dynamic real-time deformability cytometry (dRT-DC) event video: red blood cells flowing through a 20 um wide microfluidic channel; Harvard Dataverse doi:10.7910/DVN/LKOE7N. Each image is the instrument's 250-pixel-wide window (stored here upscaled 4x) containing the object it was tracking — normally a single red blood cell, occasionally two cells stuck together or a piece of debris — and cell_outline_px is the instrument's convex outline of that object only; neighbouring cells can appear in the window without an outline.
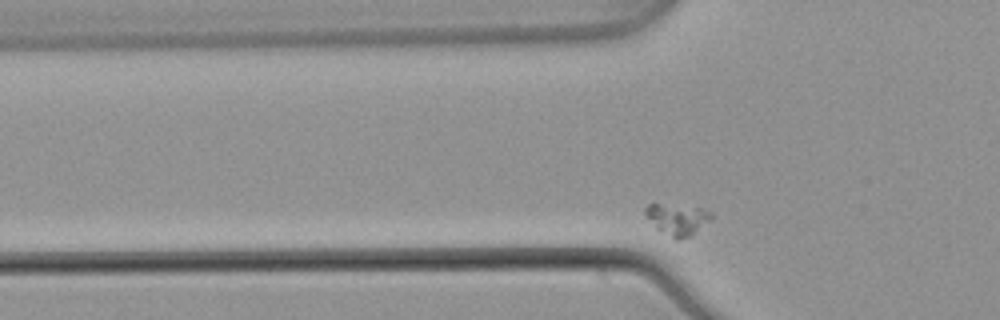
{"species": "common noctule bat (a hibernating species)", "species_latin": "Nyctalus noctula", "temperature_condition": "warm", "stored_images_in_passage": 32, "camera_frame_rate_fps": 3000, "um_per_image_px": 0.085, "animal": {"sex": "male", "body_mass_g": 21.5, "forearm_length_mm": 52.0}, "frame": {"image": 1, "passage_image": 5, "time_ms": 1.333, "image_size_px": [1000, 320], "cell_outline_px": [[712, 216], [708, 220], [688, 236], [676, 240], [656, 228], [644, 212], [644, 208], [648, 204], [660, 204], [700, 208], [712, 212]], "centroid_in_image_um": [57.52, 18.62], "position_along_channel_um": 68.3, "area_um2": 11.39}}
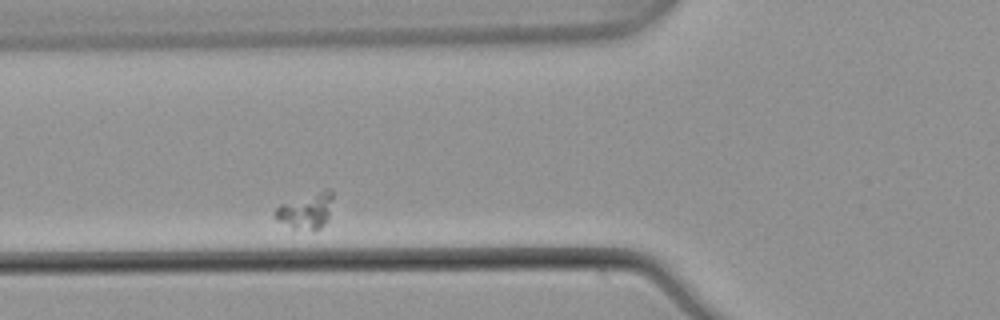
{"frame": {"image": 2, "passage_image": 8, "time_ms": 2.333, "image_size_px": [1000, 320], "cell_outline_px": [[332, 196], [328, 220], [320, 228], [292, 228], [276, 220], [272, 212], [280, 204], [328, 188], [332, 192]], "centroid_in_image_um": [25.98, 17.91], "position_along_channel_um": 99.8, "area_um2": 11.73}}
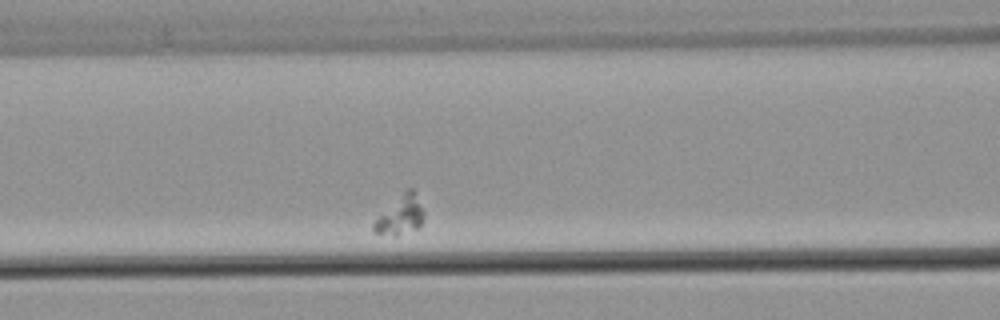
{"frame": {"image": 3, "passage_image": 11, "time_ms": 3.333, "image_size_px": [1000, 320], "cell_outline_px": [[424, 216], [420, 224], [416, 228], [396, 236], [372, 232], [372, 224], [404, 188], [412, 188], [424, 212]], "centroid_in_image_um": [34.01, 18.28], "position_along_channel_um": 132.6, "area_um2": 11.16}}